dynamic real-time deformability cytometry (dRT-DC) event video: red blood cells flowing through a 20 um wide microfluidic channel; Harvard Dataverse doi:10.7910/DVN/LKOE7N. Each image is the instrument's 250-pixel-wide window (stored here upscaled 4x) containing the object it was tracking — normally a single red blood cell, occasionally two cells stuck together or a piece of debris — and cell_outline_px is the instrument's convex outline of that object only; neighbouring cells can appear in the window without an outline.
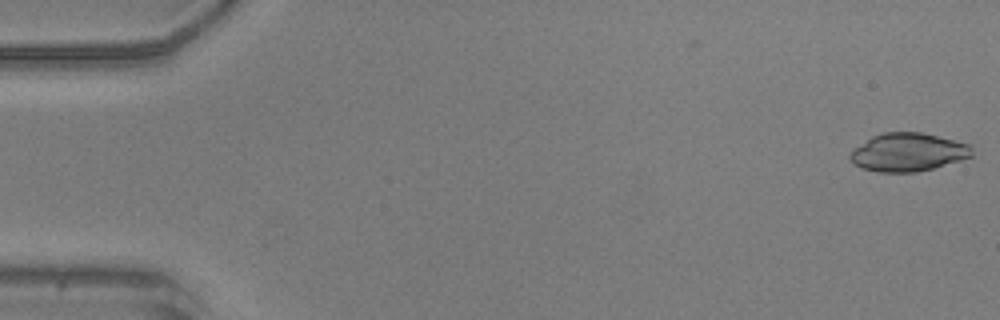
{"species": "common noctule bat (a hibernating species)", "species_latin": "Nyctalus noctula", "temperature_condition": "warm", "stored_images_in_passage": 50, "camera_frame_rate_fps": 3000, "um_per_image_px": 0.085, "animal": {"sex": "male", "body_mass_g": 20.5, "forearm_length_mm": 52.5}, "frame": {"image": 1, "passage_image": 1, "time_ms": 0.0, "image_size_px": [1000, 320], "cell_outline_px": [[972, 156], [960, 160], [932, 168], [916, 172], [880, 172], [864, 168], [856, 164], [848, 156], [856, 148], [872, 136], [884, 132], [920, 132], [972, 144]], "centroid_in_image_um": [77.23, 12.93], "position_along_channel_um": 7.8, "area_um2": 26.76}}
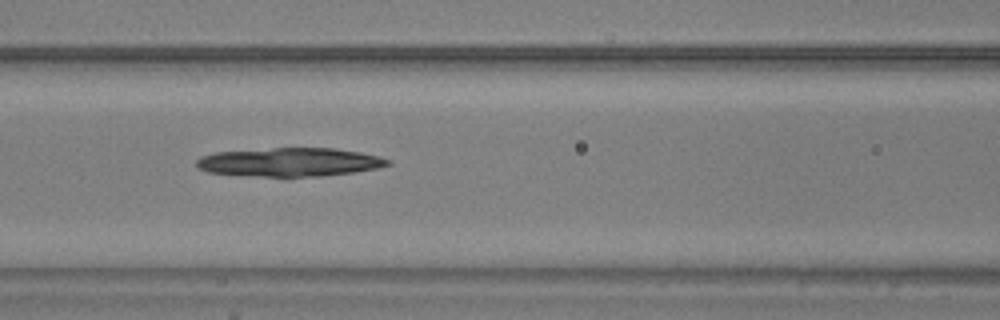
{"frame": {"image": 2, "passage_image": 22, "time_ms": 7.0, "image_size_px": [1000, 320], "cell_outline_px": [[392, 164], [376, 168], [356, 172], [320, 176], [260, 176], [208, 172], [196, 168], [196, 160], [200, 156], [216, 152], [272, 148], [336, 148], [360, 152], [376, 156], [388, 160]], "centroid_in_image_um": [24.6, 13.77], "position_along_channel_um": 142.0, "area_um2": 31.73}}
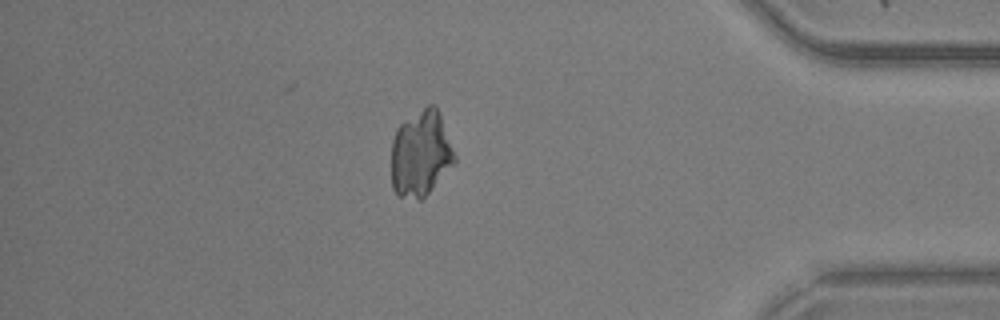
{"frame": {"image": 3, "passage_image": 44, "time_ms": 14.333, "image_size_px": [1000, 320], "cell_outline_px": [[456, 160], [432, 188], [420, 200], [396, 196], [392, 188], [392, 140], [396, 128], [404, 120], [428, 104], [436, 104], [440, 112], [456, 156]], "centroid_in_image_um": [35.75, 13.03], "position_along_channel_um": 399.5, "area_um2": 31.79}}